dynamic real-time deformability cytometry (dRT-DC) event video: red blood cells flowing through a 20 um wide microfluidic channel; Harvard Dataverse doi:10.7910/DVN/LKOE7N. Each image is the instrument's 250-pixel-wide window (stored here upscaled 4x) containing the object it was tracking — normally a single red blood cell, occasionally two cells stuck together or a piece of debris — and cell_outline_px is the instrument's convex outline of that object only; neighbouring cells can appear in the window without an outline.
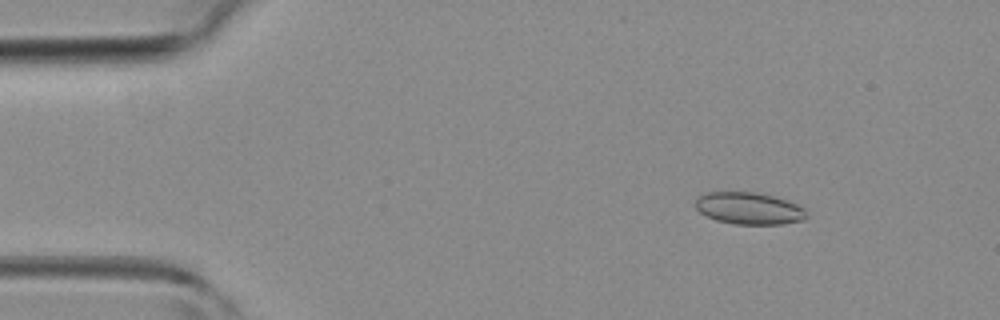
{"species": "common noctule bat (a hibernating species)", "species_latin": "Nyctalus noctula", "temperature_condition": "room temperature", "stored_images_in_passage": 44, "camera_frame_rate_fps": 3000, "um_per_image_px": 0.085, "animal": {"sex": "female", "body_mass_g": 19.3, "forearm_length_mm": 54.1}, "frame": {"image": 1, "passage_image": 6, "time_ms": 1.667, "image_size_px": [1000, 320], "cell_outline_px": [[808, 216], [804, 220], [784, 224], [732, 224], [716, 220], [700, 212], [696, 208], [696, 200], [700, 196], [708, 192], [756, 192], [772, 196], [796, 204], [804, 208], [808, 212]], "centroid_in_image_um": [63.7, 17.72], "position_along_channel_um": 21.3, "area_um2": 20.63}}
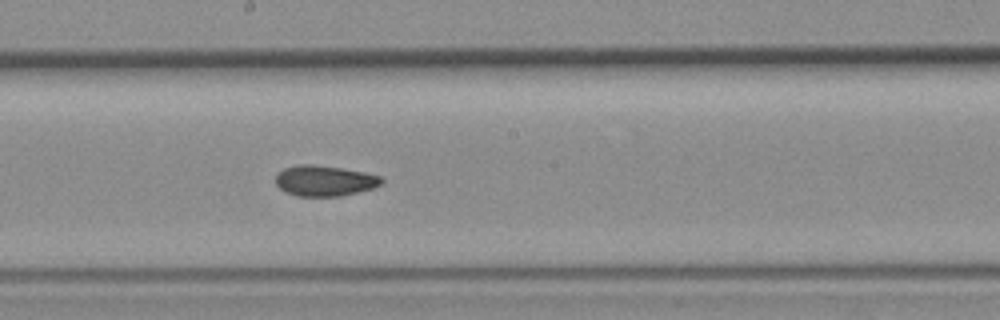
{"frame": {"image": 2, "passage_image": 24, "time_ms": 7.667, "image_size_px": [1000, 320], "cell_outline_px": [[384, 184], [372, 188], [340, 196], [296, 196], [284, 192], [276, 184], [276, 176], [284, 168], [296, 164], [308, 164], [340, 168], [364, 172], [380, 176], [384, 180]], "centroid_in_image_um": [27.58, 15.37], "position_along_channel_um": 220.6, "area_um2": 18.84}}
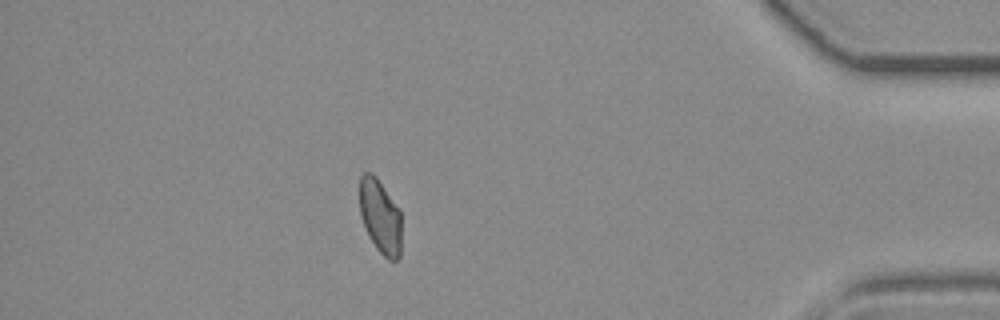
{"frame": {"image": 3, "passage_image": 39, "time_ms": 12.667, "image_size_px": [1000, 320], "cell_outline_px": [[400, 256], [396, 260], [388, 260], [376, 248], [368, 236], [360, 216], [360, 176], [364, 172], [372, 172], [376, 176], [400, 208]], "centroid_in_image_um": [32.31, 18.38], "position_along_channel_um": 402.9, "area_um2": 18.26}}